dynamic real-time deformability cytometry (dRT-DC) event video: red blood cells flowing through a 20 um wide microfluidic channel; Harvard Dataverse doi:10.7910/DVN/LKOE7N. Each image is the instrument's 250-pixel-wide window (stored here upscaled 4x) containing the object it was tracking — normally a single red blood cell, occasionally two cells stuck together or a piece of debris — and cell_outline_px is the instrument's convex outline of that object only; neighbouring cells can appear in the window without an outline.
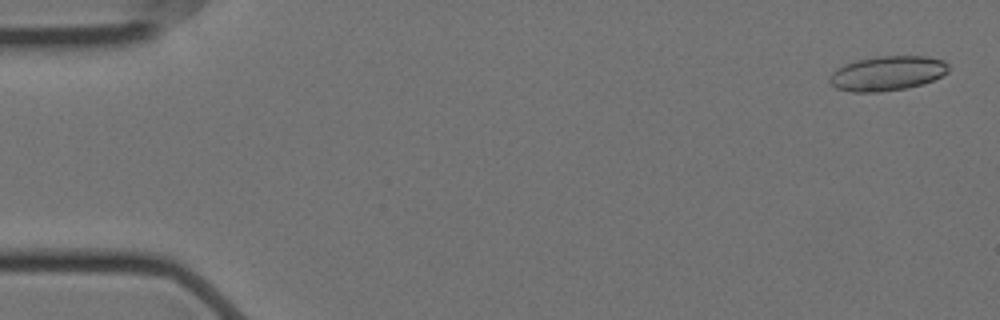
{"species": "Egyptian fruit bat (a non-hibernating species)", "species_latin": "Rousettus aegyptiacus", "temperature_condition": "cold", "stored_images_in_passage": 24, "camera_frame_rate_fps": 3000, "um_per_image_px": 0.085, "animal": {"sex": "female"}, "frame": {"image": 1, "passage_image": 2, "time_ms": 0.333, "image_size_px": [1000, 320], "cell_outline_px": [[948, 72], [932, 80], [920, 84], [904, 88], [880, 92], [852, 92], [836, 88], [828, 80], [828, 76], [836, 68], [844, 64], [856, 60], [880, 56], [924, 56], [944, 60], [948, 64]], "centroid_in_image_um": [75.37, 6.23], "position_along_channel_um": 9.6, "area_um2": 23.93}}
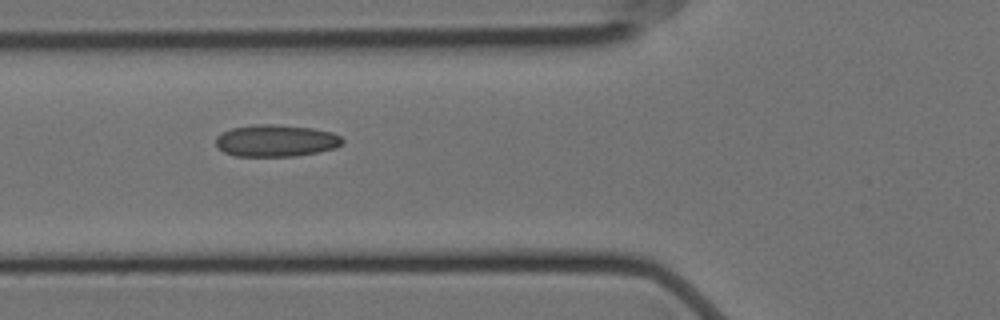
{"frame": {"image": 2, "passage_image": 21, "time_ms": 6.667, "image_size_px": [1000, 320], "cell_outline_px": [[344, 144], [336, 148], [320, 152], [296, 156], [236, 156], [224, 152], [216, 144], [216, 136], [232, 128], [252, 124], [272, 124], [312, 128], [332, 132], [340, 136], [344, 140]], "centroid_in_image_um": [23.5, 11.96], "position_along_channel_um": 102.3, "area_um2": 23.7}}
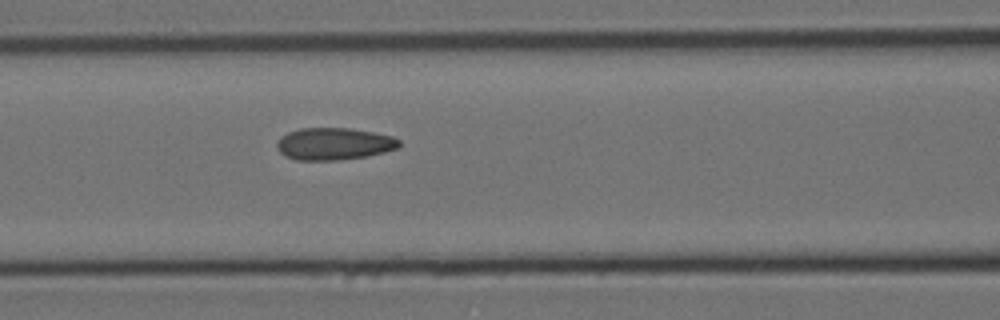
{"frame": {"image": 3, "passage_image": 24, "time_ms": 7.667, "image_size_px": [1000, 320], "cell_outline_px": [[400, 144], [396, 148], [384, 152], [368, 156], [336, 160], [296, 160], [284, 156], [276, 148], [276, 140], [280, 136], [288, 132], [300, 128], [352, 128], [392, 136], [400, 140]], "centroid_in_image_um": [28.34, 12.22], "position_along_channel_um": 138.3, "area_um2": 23.06}}